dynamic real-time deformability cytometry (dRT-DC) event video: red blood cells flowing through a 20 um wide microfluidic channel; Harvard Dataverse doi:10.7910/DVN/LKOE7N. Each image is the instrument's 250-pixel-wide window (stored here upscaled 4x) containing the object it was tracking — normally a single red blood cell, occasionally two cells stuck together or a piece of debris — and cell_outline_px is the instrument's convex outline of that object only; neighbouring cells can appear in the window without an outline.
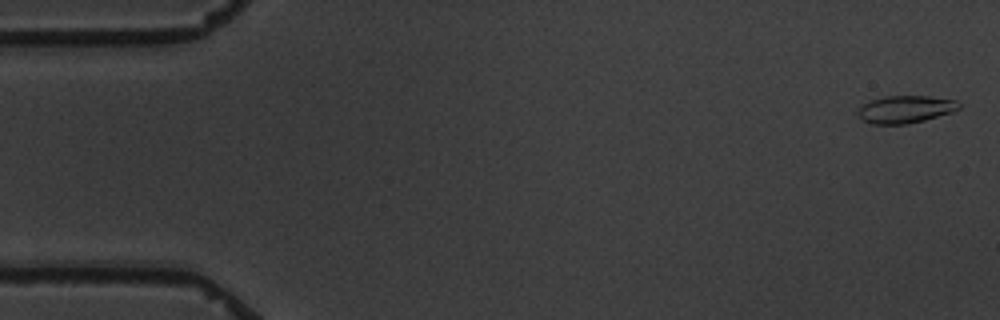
{"species": "common noctule bat (a hibernating species)", "species_latin": "Nyctalus noctula", "temperature_condition": "warm", "stored_images_in_passage": 5, "camera_frame_rate_fps": 3000, "um_per_image_px": 0.085, "animal": {"sex": "male", "body_mass_g": 19.5, "forearm_length_mm": 54.6}, "frame": {"image": 1, "passage_image": 1, "time_ms": 0.0, "image_size_px": [1000, 320], "cell_outline_px": [[960, 108], [952, 112], [924, 120], [908, 124], [872, 124], [864, 120], [856, 112], [856, 108], [872, 100], [884, 96], [928, 96], [956, 100], [960, 104]], "centroid_in_image_um": [76.95, 9.29], "position_along_channel_um": 8.0, "area_um2": 16.13}}